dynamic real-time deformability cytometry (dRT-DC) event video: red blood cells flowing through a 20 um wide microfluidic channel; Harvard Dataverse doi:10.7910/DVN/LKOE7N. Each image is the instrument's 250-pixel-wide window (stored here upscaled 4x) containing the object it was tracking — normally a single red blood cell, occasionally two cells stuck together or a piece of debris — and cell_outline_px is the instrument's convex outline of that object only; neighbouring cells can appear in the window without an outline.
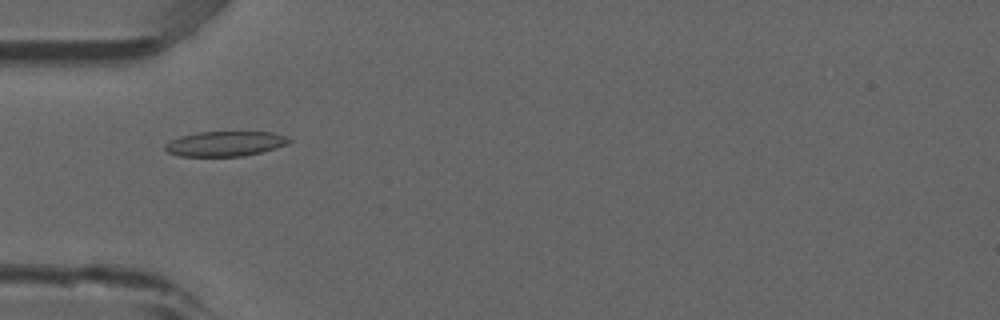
{"species": "common noctule bat (a hibernating species)", "species_latin": "Nyctalus noctula", "temperature_condition": "room temperature", "stored_images_in_passage": 53, "camera_frame_rate_fps": 3000, "um_per_image_px": 0.085, "animal": {"sex": "male", "forearm_length_mm": 52.5}, "frame": {"image": 1, "passage_image": 17, "time_ms": 5.333, "image_size_px": [1000, 320], "cell_outline_px": [[292, 140], [288, 144], [276, 148], [244, 156], [180, 156], [168, 152], [164, 148], [164, 144], [180, 136], [196, 132], [272, 132], [284, 136]], "centroid_in_image_um": [19.13, 12.21], "position_along_channel_um": 65.9, "area_um2": 17.98}}
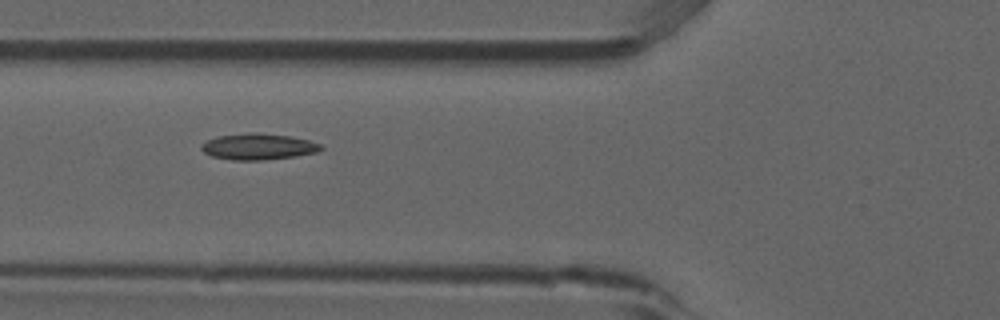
{"frame": {"image": 2, "passage_image": 20, "time_ms": 6.333, "image_size_px": [1000, 320], "cell_outline_px": [[324, 148], [316, 152], [296, 156], [260, 160], [232, 160], [212, 156], [204, 152], [200, 148], [200, 144], [208, 140], [220, 136], [256, 132], [260, 132], [292, 136], [308, 140], [320, 144]], "centroid_in_image_um": [21.96, 12.46], "position_along_channel_um": 103.8, "area_um2": 18.15}}
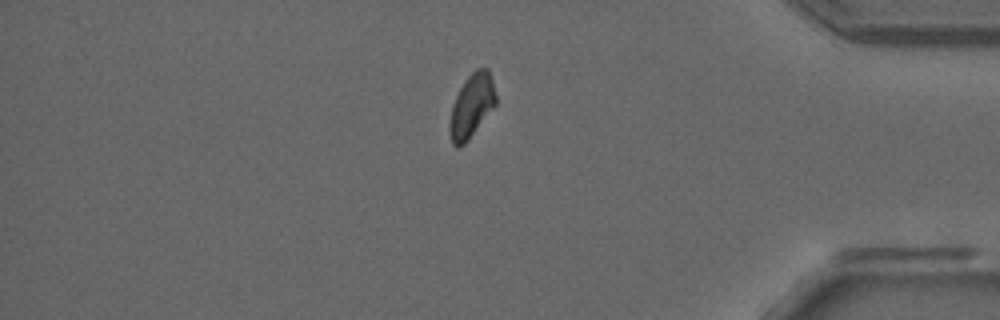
{"frame": {"image": 3, "passage_image": 45, "time_ms": 14.667, "image_size_px": [1000, 320], "cell_outline_px": [[496, 104], [468, 140], [460, 148], [456, 148], [452, 144], [448, 128], [448, 124], [452, 108], [456, 96], [460, 88], [468, 76], [476, 68], [488, 68], [492, 80], [496, 96]], "centroid_in_image_um": [40.07, 9.02], "position_along_channel_um": 395.1, "area_um2": 16.99}}